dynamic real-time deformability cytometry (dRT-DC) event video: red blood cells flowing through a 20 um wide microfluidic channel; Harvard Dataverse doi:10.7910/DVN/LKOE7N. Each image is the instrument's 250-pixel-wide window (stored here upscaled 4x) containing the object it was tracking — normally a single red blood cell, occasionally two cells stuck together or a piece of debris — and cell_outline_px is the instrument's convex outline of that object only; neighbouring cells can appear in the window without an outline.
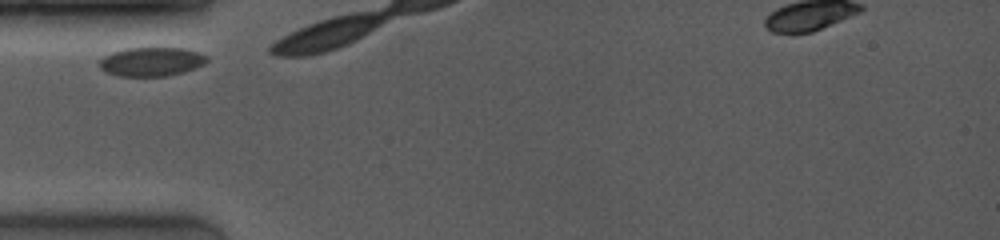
{"species": "common noctule bat (a hibernating species)", "species_latin": "Nyctalus noctula", "temperature_condition": "room temperature", "stored_images_in_passage": 3, "camera_frame_rate_fps": 4000, "um_per_image_px": 0.085, "animal": {"sex": "female", "body_mass_g": 19.0, "forearm_length_mm": 53.3}, "frame": {"image": 1, "passage_image": 1, "time_ms": 0.0, "image_size_px": [1000, 240], "cell_outline_px": [[208, 60], [204, 64], [196, 68], [184, 72], [168, 76], [120, 76], [108, 72], [100, 68], [100, 60], [104, 56], [112, 52], [124, 48], [184, 48], [208, 56]], "centroid_in_image_um": [12.89, 5.24], "position_along_channel_um": 72.1, "area_um2": 18.09}}